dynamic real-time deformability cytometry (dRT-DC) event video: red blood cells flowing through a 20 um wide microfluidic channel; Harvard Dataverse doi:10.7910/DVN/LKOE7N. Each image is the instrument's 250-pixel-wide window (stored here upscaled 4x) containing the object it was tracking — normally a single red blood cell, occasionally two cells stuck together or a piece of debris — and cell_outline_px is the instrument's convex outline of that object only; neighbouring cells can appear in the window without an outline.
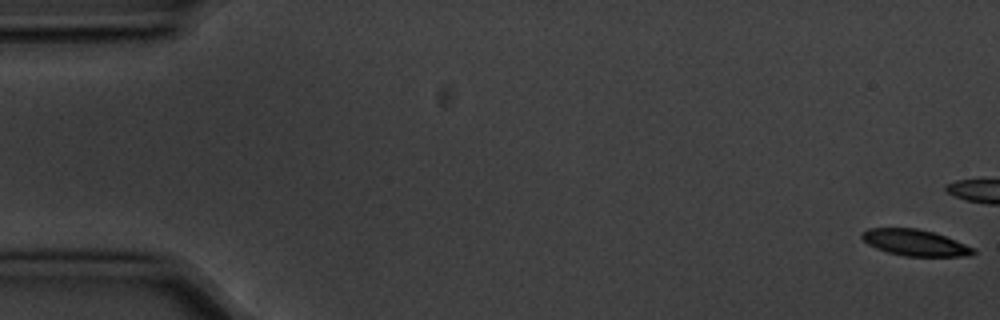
{"species": "common noctule bat (a hibernating species)", "species_latin": "Nyctalus noctula", "temperature_condition": "cold", "stored_images_in_passage": 7, "camera_frame_rate_fps": 3000, "um_per_image_px": 0.085, "animal": {"sex": "male", "body_mass_g": 20.1, "forearm_length_mm": 53.5}, "frame": {"image": 1, "passage_image": 1, "time_ms": 0.0, "image_size_px": [1000, 320], "cell_outline_px": [[976, 252], [968, 256], [904, 256], [888, 252], [876, 248], [868, 244], [860, 236], [860, 232], [868, 228], [916, 228], [932, 232], [956, 240], [976, 248]], "centroid_in_image_um": [77.77, 20.62], "position_along_channel_um": 7.2, "area_um2": 17.05}}
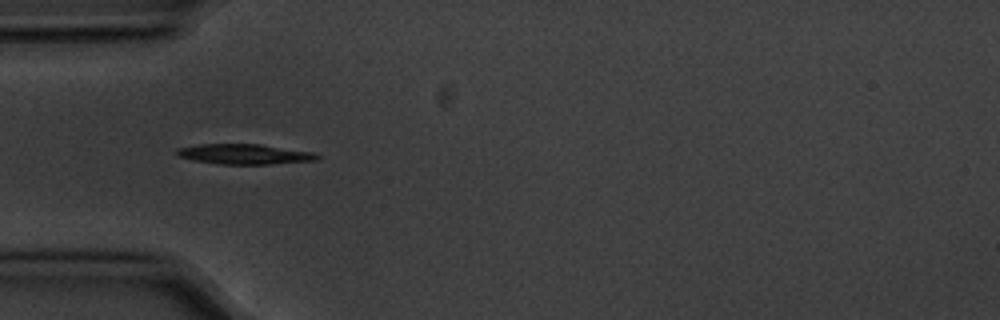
{"frame": {"image": 2, "passage_image": 7, "time_ms": 2.0, "image_size_px": [1000, 320], "cell_outline_px": [[320, 156], [316, 160], [268, 164], [220, 164], [196, 160], [180, 156], [172, 152], [176, 148], [200, 144], [260, 144], [312, 152]], "centroid_in_image_um": [20.73, 13.09], "position_along_channel_um": 64.3, "area_um2": 16.3}}